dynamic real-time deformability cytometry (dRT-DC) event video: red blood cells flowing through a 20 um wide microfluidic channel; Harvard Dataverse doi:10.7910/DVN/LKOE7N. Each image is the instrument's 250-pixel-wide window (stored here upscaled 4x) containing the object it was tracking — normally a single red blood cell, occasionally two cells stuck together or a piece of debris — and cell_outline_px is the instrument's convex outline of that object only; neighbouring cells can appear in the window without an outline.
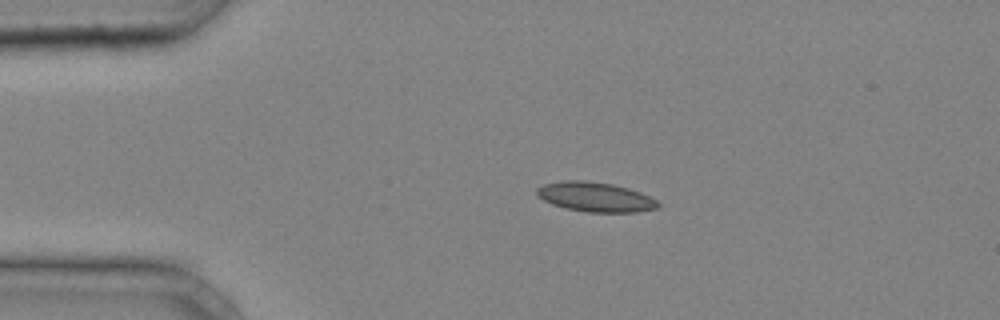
{"species": "common noctule bat (a hibernating species)", "species_latin": "Nyctalus noctula", "temperature_condition": "cold", "stored_images_in_passage": 33, "camera_frame_rate_fps": 3000, "um_per_image_px": 0.085, "animal": {"sex": "male", "body_mass_g": 20.4}, "frame": {"image": 1, "passage_image": 1, "time_ms": 0.0, "image_size_px": [1000, 320], "cell_outline_px": [[660, 204], [656, 208], [636, 212], [588, 212], [568, 208], [552, 204], [536, 196], [536, 188], [544, 184], [564, 180], [584, 180], [612, 184], [628, 188], [640, 192], [656, 200]], "centroid_in_image_um": [50.57, 16.73], "position_along_channel_um": 34.4, "area_um2": 20.75}}
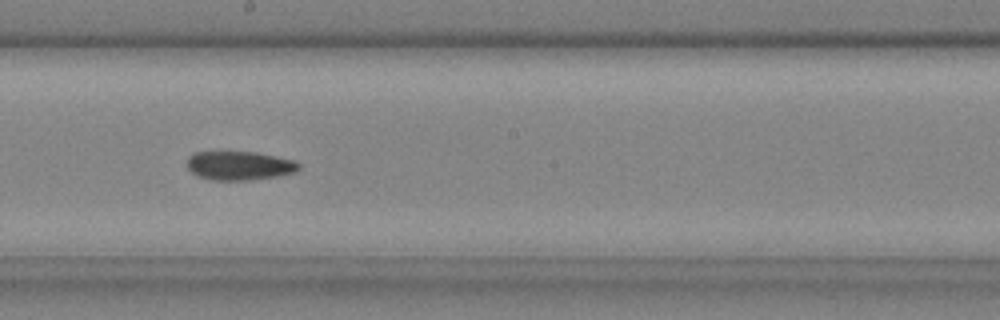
{"frame": {"image": 2, "passage_image": 16, "time_ms": 5.0, "image_size_px": [1000, 320], "cell_outline_px": [[300, 168], [296, 172], [276, 176], [248, 180], [208, 180], [196, 176], [188, 168], [188, 156], [192, 152], [256, 152], [292, 160], [300, 164]], "centroid_in_image_um": [20.31, 14.08], "position_along_channel_um": 227.9, "area_um2": 18.79}}
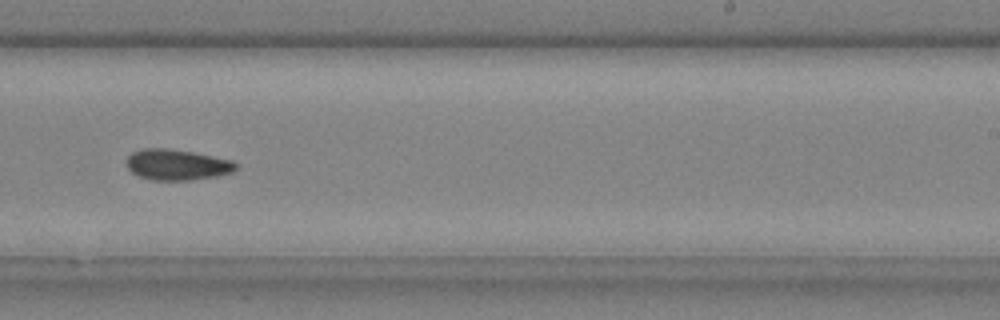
{"frame": {"image": 3, "passage_image": 19, "time_ms": 6.0, "image_size_px": [1000, 320], "cell_outline_px": [[240, 168], [232, 172], [216, 176], [188, 180], [152, 180], [140, 176], [132, 172], [128, 168], [128, 156], [132, 152], [144, 148], [168, 148], [192, 152], [232, 160], [240, 164]], "centroid_in_image_um": [15.1, 14.0], "position_along_channel_um": 273.9, "area_um2": 19.59}}